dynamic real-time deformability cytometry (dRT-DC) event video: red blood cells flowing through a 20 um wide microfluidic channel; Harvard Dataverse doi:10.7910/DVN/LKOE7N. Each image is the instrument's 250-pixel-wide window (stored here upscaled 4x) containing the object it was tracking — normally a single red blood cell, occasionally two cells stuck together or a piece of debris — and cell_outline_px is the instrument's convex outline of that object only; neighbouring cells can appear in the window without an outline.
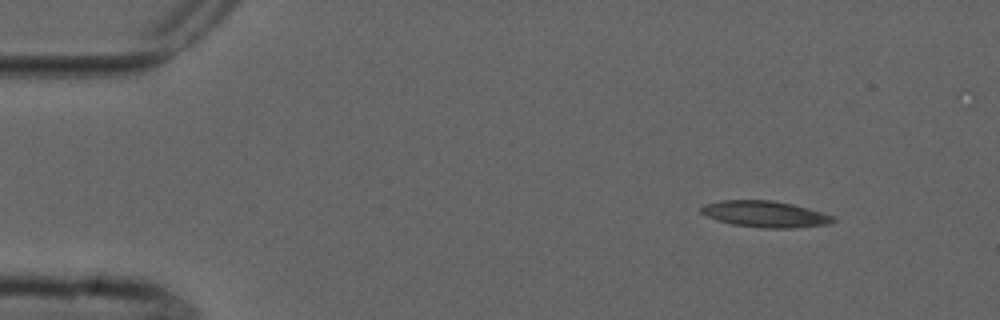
{"species": "common noctule bat (a hibernating species)", "species_latin": "Nyctalus noctula", "temperature_condition": "cold", "stored_images_in_passage": 3, "camera_frame_rate_fps": 3000, "um_per_image_px": 0.085, "animal": {"sex": "male", "forearm_length_mm": 52.5}, "frame": {"image": 1, "passage_image": 1, "time_ms": 0.0, "image_size_px": [1000, 320], "cell_outline_px": [[836, 220], [828, 224], [792, 228], [760, 228], [732, 224], [716, 220], [700, 212], [700, 208], [704, 204], [720, 200], [772, 200], [792, 204], [808, 208], [836, 216]], "centroid_in_image_um": [65.04, 18.19], "position_along_channel_um": 20.0, "area_um2": 20.35}}
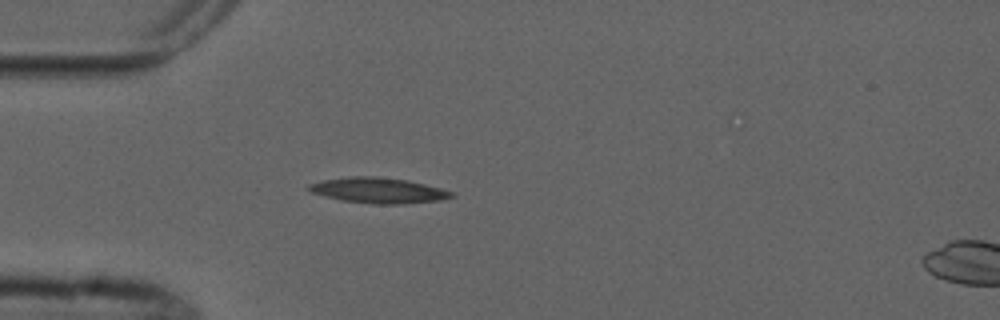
{"frame": {"image": 2, "passage_image": 3, "time_ms": 3.0, "image_size_px": [1000, 320], "cell_outline_px": [[456, 196], [440, 200], [396, 204], [372, 204], [340, 200], [312, 192], [304, 188], [308, 184], [324, 180], [352, 176], [376, 176], [408, 180], [456, 192]], "centroid_in_image_um": [32.17, 16.18], "position_along_channel_um": 52.8, "area_um2": 21.21}}